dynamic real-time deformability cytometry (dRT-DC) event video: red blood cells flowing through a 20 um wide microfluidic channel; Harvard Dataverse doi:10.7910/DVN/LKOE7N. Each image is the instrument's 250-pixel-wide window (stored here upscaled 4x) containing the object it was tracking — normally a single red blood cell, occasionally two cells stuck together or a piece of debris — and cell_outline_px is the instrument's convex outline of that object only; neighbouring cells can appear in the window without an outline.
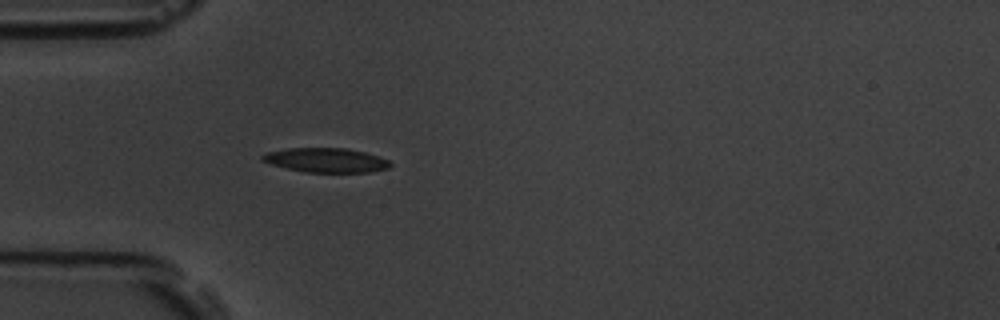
{"species": "common noctule bat (a hibernating species)", "species_latin": "Nyctalus noctula", "temperature_condition": "room temperature", "stored_images_in_passage": 5, "camera_frame_rate_fps": 3000, "um_per_image_px": 0.085, "animal": {"sex": "male", "body_mass_g": 19.5, "forearm_length_mm": 54.6}, "frame": {"image": 1, "passage_image": 5, "time_ms": 4.667, "image_size_px": [1000, 320], "cell_outline_px": [[392, 164], [388, 168], [368, 172], [304, 172], [272, 164], [260, 160], [260, 156], [268, 152], [288, 148], [348, 148], [364, 152], [388, 160]], "centroid_in_image_um": [27.69, 13.61], "position_along_channel_um": 57.3, "area_um2": 17.98}}